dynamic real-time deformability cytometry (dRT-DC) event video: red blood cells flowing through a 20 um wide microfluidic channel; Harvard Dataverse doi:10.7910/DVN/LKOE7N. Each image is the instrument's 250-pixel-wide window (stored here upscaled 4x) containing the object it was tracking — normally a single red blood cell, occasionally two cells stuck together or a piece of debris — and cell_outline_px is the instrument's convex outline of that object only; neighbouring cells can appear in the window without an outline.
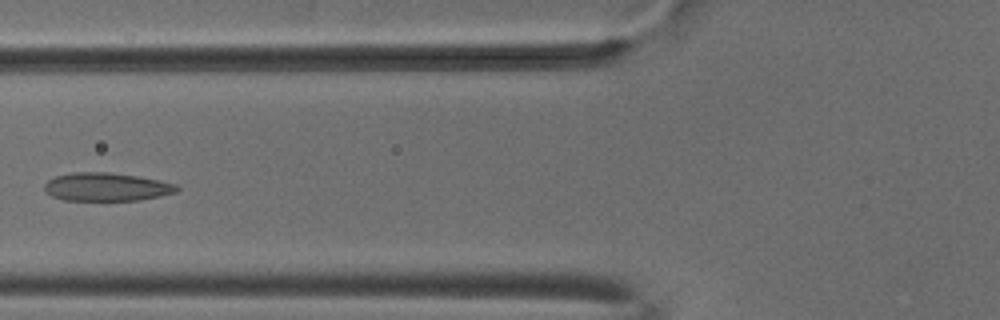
{"species": "common noctule bat (a hibernating species)", "species_latin": "Nyctalus noctula", "temperature_condition": "cold", "stored_images_in_passage": 5, "camera_frame_rate_fps": 3000, "um_per_image_px": 0.085, "animal": {"sex": "male", "body_mass_g": 18.8}, "frame": {"image": 1, "passage_image": 5, "time_ms": 1.333, "image_size_px": [1000, 320], "cell_outline_px": [[180, 188], [176, 192], [160, 196], [140, 200], [64, 200], [52, 196], [44, 192], [44, 184], [48, 180], [56, 176], [72, 172], [108, 172], [136, 176], [160, 180], [176, 184]], "centroid_in_image_um": [9.04, 15.88], "position_along_channel_um": 116.8, "area_um2": 21.85}}